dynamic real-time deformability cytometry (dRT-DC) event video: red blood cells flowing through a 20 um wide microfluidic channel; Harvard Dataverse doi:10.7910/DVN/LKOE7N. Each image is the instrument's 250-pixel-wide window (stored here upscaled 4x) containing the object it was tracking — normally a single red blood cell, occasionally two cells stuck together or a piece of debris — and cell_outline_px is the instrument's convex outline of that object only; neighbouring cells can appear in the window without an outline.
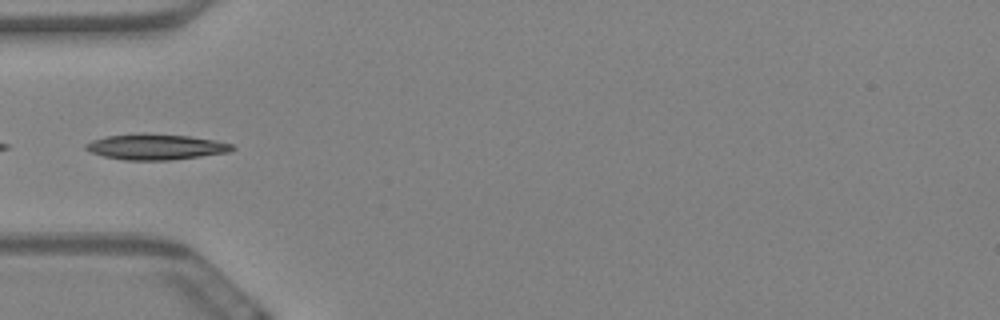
{"species": "Egyptian fruit bat (a non-hibernating species)", "species_latin": "Rousettus aegyptiacus", "temperature_condition": "warm", "stored_images_in_passage": 7, "camera_frame_rate_fps": 3000, "um_per_image_px": 0.085, "animal": {"sex": "female"}, "frame": {"image": 1, "passage_image": 1, "time_ms": 0.0, "image_size_px": [1000, 320], "cell_outline_px": [[236, 148], [232, 152], [172, 160], [124, 160], [104, 156], [92, 152], [84, 148], [84, 144], [92, 140], [108, 136], [144, 132], [188, 136], [216, 140], [232, 144]], "centroid_in_image_um": [13.28, 12.48], "position_along_channel_um": 71.7, "area_um2": 22.14}}
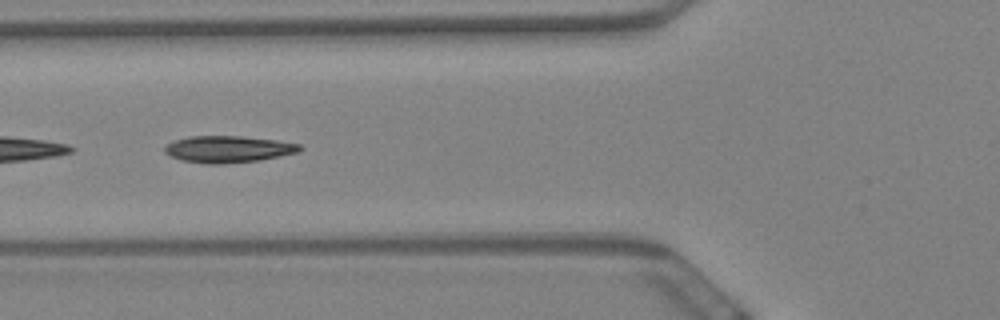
{"frame": {"image": 2, "passage_image": 4, "time_ms": 1.0, "image_size_px": [1000, 320], "cell_outline_px": [[304, 148], [300, 152], [260, 160], [224, 164], [208, 164], [180, 160], [164, 152], [164, 148], [168, 144], [176, 140], [188, 136], [240, 136], [276, 140], [300, 144]], "centroid_in_image_um": [19.43, 12.68], "position_along_channel_um": 106.4, "area_um2": 21.1}}